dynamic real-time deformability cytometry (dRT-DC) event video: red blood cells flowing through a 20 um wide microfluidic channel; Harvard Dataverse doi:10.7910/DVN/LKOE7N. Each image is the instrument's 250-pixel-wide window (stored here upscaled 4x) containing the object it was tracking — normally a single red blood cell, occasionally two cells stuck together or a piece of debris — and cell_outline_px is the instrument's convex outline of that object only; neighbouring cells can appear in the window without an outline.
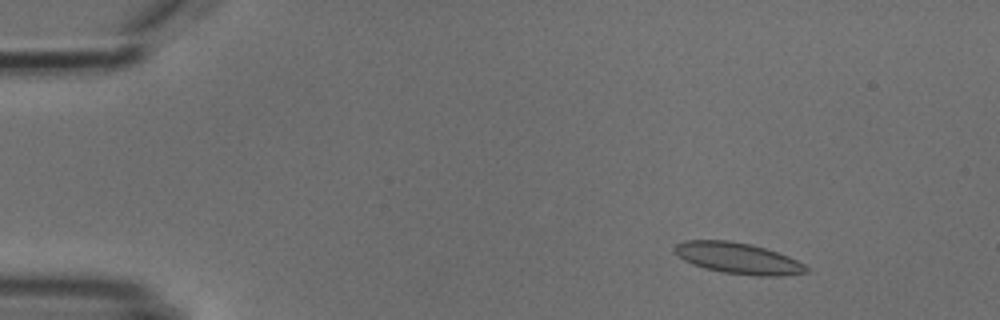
{"species": "common noctule bat (a hibernating species)", "species_latin": "Nyctalus noctula", "temperature_condition": "cold", "stored_images_in_passage": 6, "camera_frame_rate_fps": 3000, "um_per_image_px": 0.085, "animal": {"sex": "male", "body_mass_g": 18.8}, "frame": {"image": 1, "passage_image": 2, "time_ms": 2.0, "image_size_px": [1000, 320], "cell_outline_px": [[812, 268], [808, 272], [780, 276], [756, 276], [724, 272], [704, 268], [692, 264], [684, 260], [672, 248], [676, 244], [684, 240], [728, 240], [752, 244], [788, 256]], "centroid_in_image_um": [62.75, 21.95], "position_along_channel_um": 22.2, "area_um2": 23.87}}
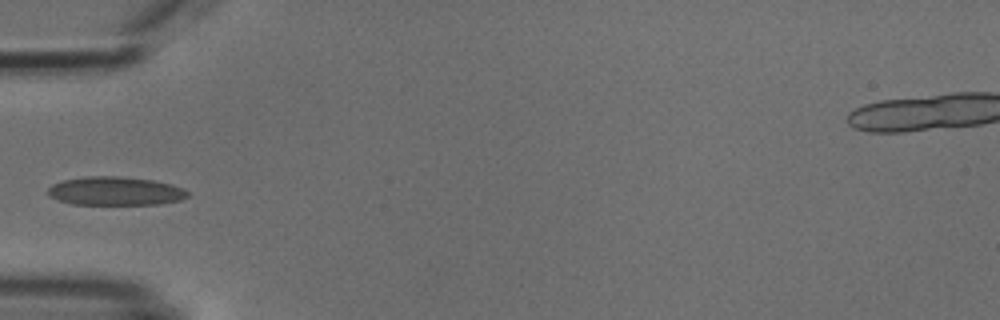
{"frame": {"image": 2, "passage_image": 5, "time_ms": 5.667, "image_size_px": [1000, 320], "cell_outline_px": [[188, 196], [180, 200], [160, 204], [72, 204], [56, 200], [48, 196], [48, 188], [52, 184], [64, 180], [88, 176], [116, 176], [152, 180], [172, 184], [188, 192]], "centroid_in_image_um": [9.76, 16.24], "position_along_channel_um": 75.2, "area_um2": 23.18}}
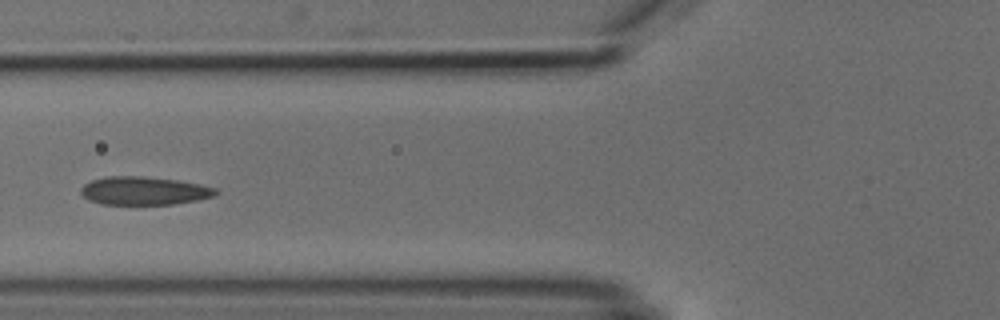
{"frame": {"image": 3, "passage_image": 6, "time_ms": 6.667, "image_size_px": [1000, 320], "cell_outline_px": [[220, 192], [216, 196], [176, 204], [100, 204], [88, 200], [80, 192], [80, 188], [84, 184], [92, 180], [108, 176], [140, 176], [176, 180], [200, 184], [216, 188]], "centroid_in_image_um": [12.26, 16.22], "position_along_channel_um": 113.5, "area_um2": 22.25}}